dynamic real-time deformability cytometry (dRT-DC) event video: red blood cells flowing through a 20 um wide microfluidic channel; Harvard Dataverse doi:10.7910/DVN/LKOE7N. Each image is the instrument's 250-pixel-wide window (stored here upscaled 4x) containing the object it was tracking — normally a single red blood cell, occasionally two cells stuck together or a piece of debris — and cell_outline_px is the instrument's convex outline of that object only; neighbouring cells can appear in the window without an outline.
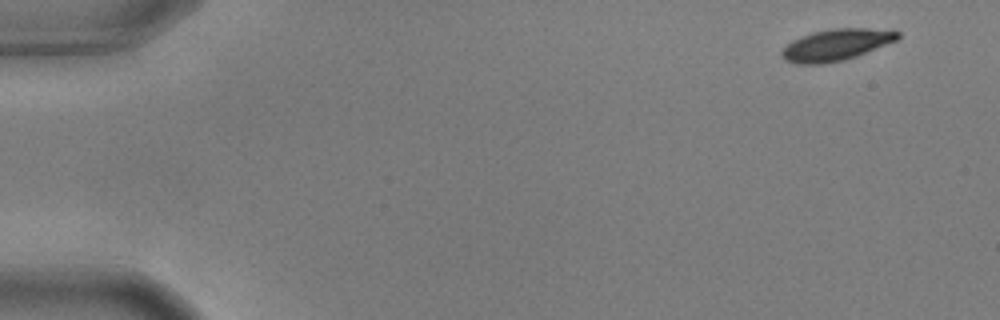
{"species": "common noctule bat (a hibernating species)", "species_latin": "Nyctalus noctula", "temperature_condition": "warm", "stored_images_in_passage": 54, "camera_frame_rate_fps": 3000, "um_per_image_px": 0.085, "animal": {"sex": "male", "body_mass_g": 17.9, "forearm_length_mm": 54.2}, "frame": {"image": 1, "passage_image": 1, "time_ms": 0.0, "image_size_px": [1000, 320], "cell_outline_px": [[900, 36], [896, 40], [856, 56], [844, 60], [820, 64], [796, 64], [784, 60], [780, 52], [792, 40], [800, 36], [812, 32], [832, 28], [868, 28], [900, 32]], "centroid_in_image_um": [71.02, 3.81], "position_along_channel_um": 14.0, "area_um2": 21.15}}
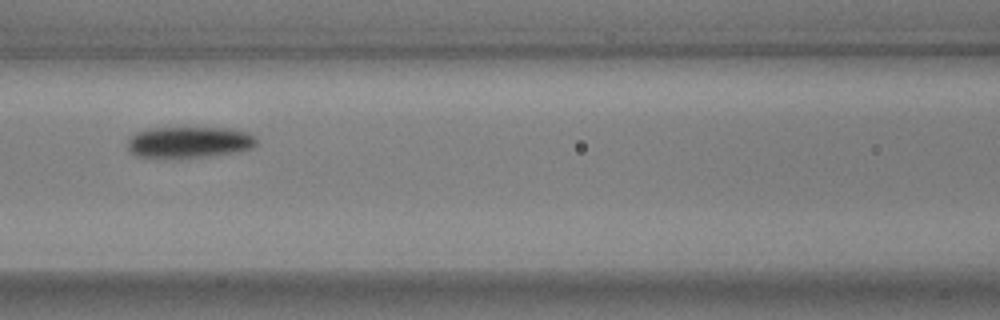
{"frame": {"image": 2, "passage_image": 23, "time_ms": 7.333, "image_size_px": [1000, 320], "cell_outline_px": [[256, 144], [252, 148], [236, 152], [212, 156], [180, 160], [172, 160], [136, 156], [128, 148], [128, 140], [136, 132], [148, 128], [232, 128], [248, 132], [256, 136]], "centroid_in_image_um": [16.08, 12.12], "position_along_channel_um": 150.5, "area_um2": 24.33}}
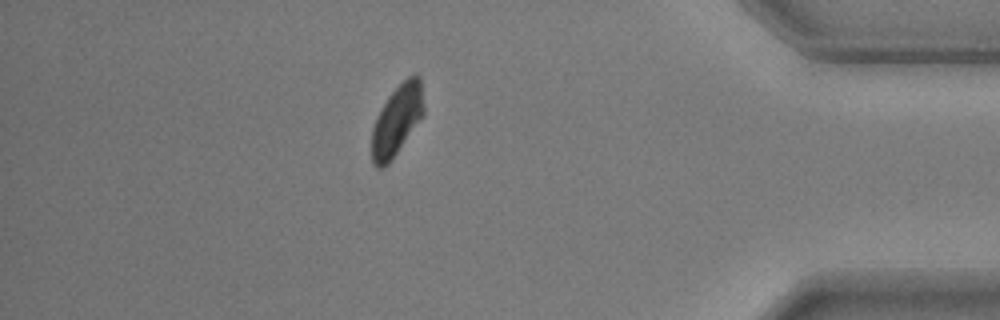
{"frame": {"image": 3, "passage_image": 47, "time_ms": 15.333, "image_size_px": [1000, 320], "cell_outline_px": [[424, 116], [392, 160], [384, 168], [376, 168], [372, 164], [372, 128], [376, 116], [388, 96], [408, 76], [416, 72], [420, 76], [424, 108]], "centroid_in_image_um": [33.75, 10.24], "position_along_channel_um": 401.5, "area_um2": 21.68}, "authors_computed_cell_mechanics": {"area_um2": 23.0622, "velocity_mm_per_s": 3.5834, "shape_relaxation_time_tau1_ms": 2.4905, "shape_relaxation_time_tau2_ms": null, "deformation_change_tau1": 0.1377, "deformation_change_tau2": null}}